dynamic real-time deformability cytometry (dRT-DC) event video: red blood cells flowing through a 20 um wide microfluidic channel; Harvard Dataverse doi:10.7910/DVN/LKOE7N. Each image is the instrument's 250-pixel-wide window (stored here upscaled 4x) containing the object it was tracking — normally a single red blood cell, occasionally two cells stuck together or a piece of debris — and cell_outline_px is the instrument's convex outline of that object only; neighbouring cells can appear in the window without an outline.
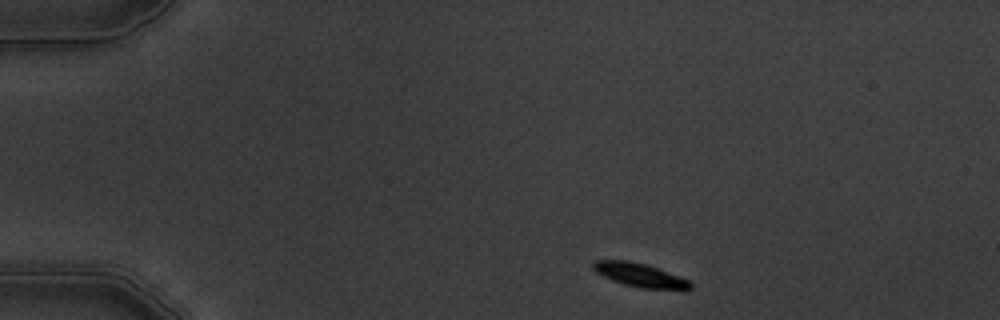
{"species": "common noctule bat (a hibernating species)", "species_latin": "Nyctalus noctula", "temperature_condition": "warm", "stored_images_in_passage": 3, "camera_frame_rate_fps": 3000, "um_per_image_px": 0.085, "animal": {"sex": "male", "body_mass_g": 19.5, "forearm_length_mm": 54.6}, "frame": {"image": 1, "passage_image": 1, "time_ms": 0.0, "image_size_px": [1000, 320], "cell_outline_px": [[692, 288], [688, 292], [684, 292], [640, 288], [624, 284], [612, 280], [596, 272], [592, 268], [592, 260], [628, 260], [644, 264], [656, 268], [688, 280], [692, 284]], "centroid_in_image_um": [54.45, 23.43], "position_along_channel_um": 30.5, "area_um2": 13.76}}